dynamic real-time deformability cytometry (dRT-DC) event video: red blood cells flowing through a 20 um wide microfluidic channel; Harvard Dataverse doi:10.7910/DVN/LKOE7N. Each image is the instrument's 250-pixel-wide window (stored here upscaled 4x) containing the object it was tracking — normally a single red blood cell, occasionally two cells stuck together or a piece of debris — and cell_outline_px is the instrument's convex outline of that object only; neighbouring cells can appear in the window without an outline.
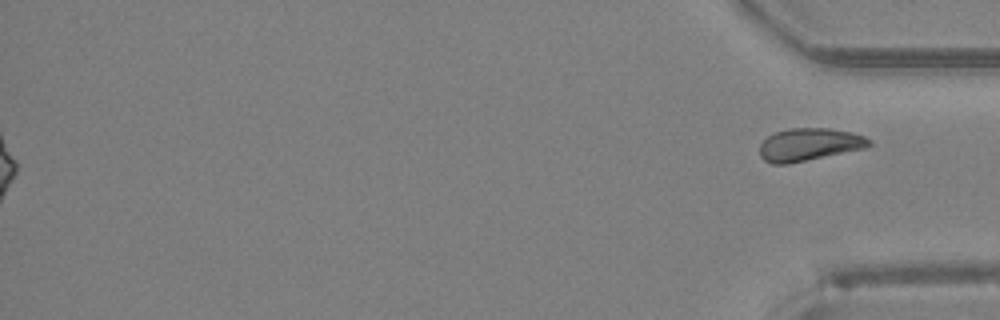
{"species": "Egyptian fruit bat (a non-hibernating species)", "species_latin": "Rousettus aegyptiacus", "temperature_condition": "room temperature", "stored_images_in_passage": 42, "segment_of_instrument_passage": [2, 2], "camera_frame_rate_fps": 3000, "um_per_image_px": 0.085, "animal": {"sex": "female"}, "frame": {"image": 1, "passage_image": 42, "time_ms": 13.667, "image_size_px": [1000, 320], "cell_outline_px": [[872, 144], [864, 148], [788, 164], [772, 164], [764, 160], [760, 156], [760, 144], [772, 132], [788, 128], [828, 128], [852, 132], [864, 136], [872, 140]], "centroid_in_image_um": [68.76, 12.27], "position_along_channel_um": 366.4, "area_um2": 20.87}}